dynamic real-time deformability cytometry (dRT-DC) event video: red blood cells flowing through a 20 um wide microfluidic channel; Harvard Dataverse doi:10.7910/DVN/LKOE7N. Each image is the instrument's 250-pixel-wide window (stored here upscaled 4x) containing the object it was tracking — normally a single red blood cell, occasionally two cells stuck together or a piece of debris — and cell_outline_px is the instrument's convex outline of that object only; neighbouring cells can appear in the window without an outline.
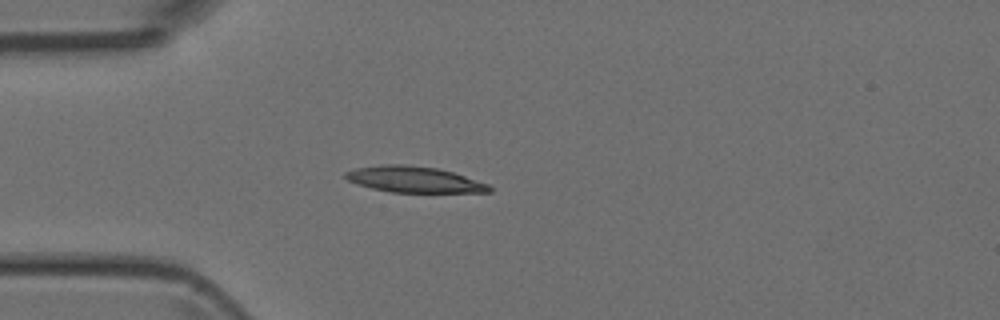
{"species": "Egyptian fruit bat (a non-hibernating species)", "species_latin": "Rousettus aegyptiacus", "temperature_condition": "room temperature", "stored_images_in_passage": 4, "camera_frame_rate_fps": 3000, "um_per_image_px": 0.085, "animal": {"sex": "female"}, "frame": {"image": 1, "passage_image": 4, "time_ms": 3.667, "image_size_px": [1000, 320], "cell_outline_px": [[492, 192], [392, 192], [372, 188], [348, 180], [344, 176], [344, 172], [356, 168], [380, 164], [404, 164], [436, 168], [452, 172], [488, 184], [492, 188]], "centroid_in_image_um": [35.18, 15.25], "position_along_channel_um": 49.8, "area_um2": 21.56}}